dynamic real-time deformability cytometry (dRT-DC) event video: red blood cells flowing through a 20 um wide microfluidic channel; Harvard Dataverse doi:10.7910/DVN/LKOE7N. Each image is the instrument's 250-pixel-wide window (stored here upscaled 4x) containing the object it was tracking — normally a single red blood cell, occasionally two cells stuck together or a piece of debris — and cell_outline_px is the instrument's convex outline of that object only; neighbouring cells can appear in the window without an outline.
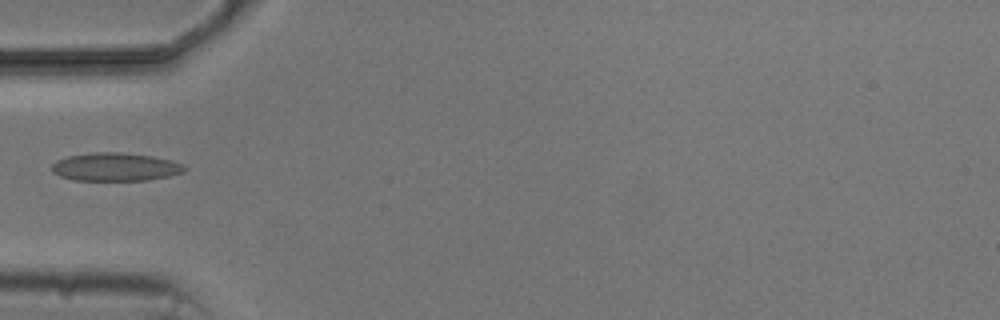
{"species": "common noctule bat (a hibernating species)", "species_latin": "Nyctalus noctula", "temperature_condition": "cold", "stored_images_in_passage": 4, "camera_frame_rate_fps": 3000, "um_per_image_px": 0.085, "animal": {"sex": "male", "body_mass_g": 20.5, "forearm_length_mm": 52.5}, "frame": {"image": 1, "passage_image": 3, "time_ms": 3.333, "image_size_px": [1000, 320], "cell_outline_px": [[184, 172], [168, 176], [148, 180], [72, 180], [60, 176], [52, 172], [52, 164], [56, 160], [68, 156], [92, 152], [120, 152], [152, 156], [172, 160], [184, 164]], "centroid_in_image_um": [9.79, 14.18], "position_along_channel_um": 75.2, "area_um2": 21.85}}
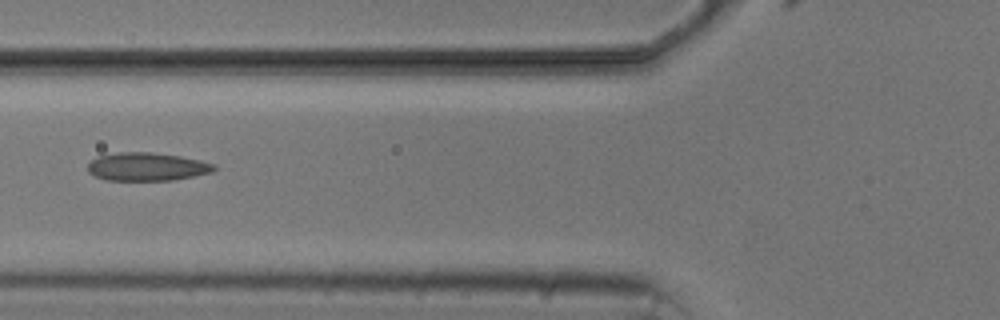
{"frame": {"image": 2, "passage_image": 4, "time_ms": 4.333, "image_size_px": [1000, 320], "cell_outline_px": [[216, 168], [212, 172], [172, 180], [108, 180], [96, 176], [88, 172], [88, 164], [92, 160], [100, 156], [120, 152], [152, 152], [180, 156], [200, 160], [216, 164]], "centroid_in_image_um": [12.51, 14.16], "position_along_channel_um": 113.3, "area_um2": 20.58}}